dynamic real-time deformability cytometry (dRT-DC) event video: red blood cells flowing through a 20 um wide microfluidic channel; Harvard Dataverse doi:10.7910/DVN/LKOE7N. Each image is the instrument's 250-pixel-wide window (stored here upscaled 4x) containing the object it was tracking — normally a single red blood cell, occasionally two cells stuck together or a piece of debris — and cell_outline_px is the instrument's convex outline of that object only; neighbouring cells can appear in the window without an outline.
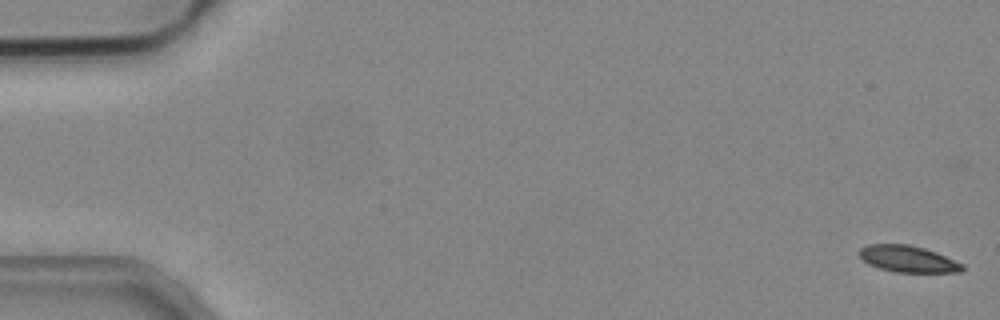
{"species": "common noctule bat (a hibernating species)", "species_latin": "Nyctalus noctula", "temperature_condition": "cold", "stored_images_in_passage": 53, "camera_frame_rate_fps": 3000, "um_per_image_px": 0.085, "animal": {"sex": "male", "body_mass_g": 19.2, "forearm_length_mm": 51.8}, "frame": {"image": 1, "passage_image": 1, "time_ms": 0.0, "image_size_px": [1000, 320], "cell_outline_px": [[964, 268], [960, 272], [896, 272], [880, 268], [868, 264], [856, 252], [860, 248], [868, 244], [908, 244], [924, 248], [936, 252], [964, 264]], "centroid_in_image_um": [77.16, 22.0], "position_along_channel_um": 7.8, "area_um2": 15.95}}
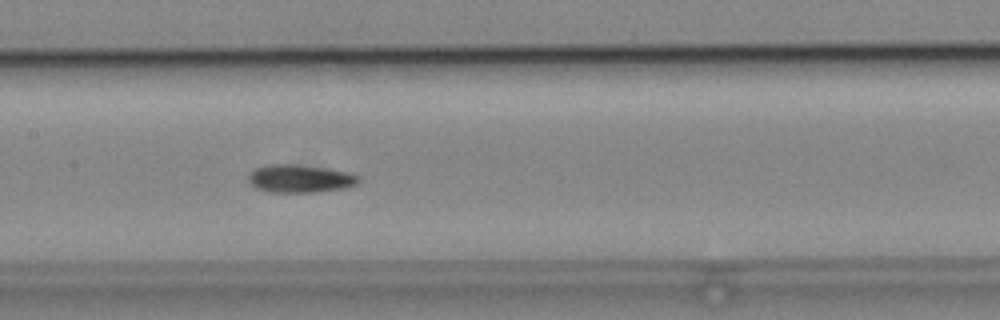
{"frame": {"image": 2, "passage_image": 26, "time_ms": 8.333, "image_size_px": [1000, 320], "cell_outline_px": [[360, 180], [356, 184], [348, 188], [312, 192], [272, 192], [256, 188], [248, 180], [248, 176], [256, 168], [268, 164], [292, 164], [348, 172], [360, 176]], "centroid_in_image_um": [25.52, 15.19], "position_along_channel_um": 181.9, "area_um2": 17.69}}
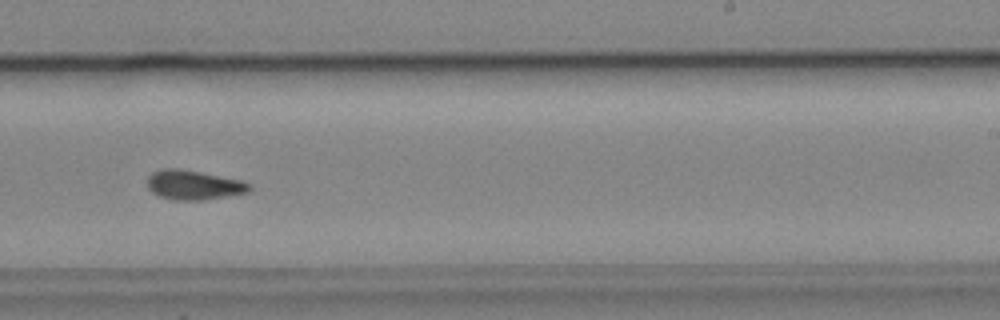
{"frame": {"image": 3, "passage_image": 33, "time_ms": 10.667, "image_size_px": [1000, 320], "cell_outline_px": [[252, 188], [248, 192], [228, 196], [200, 200], [172, 200], [160, 196], [152, 192], [148, 188], [148, 176], [152, 172], [160, 168], [180, 168], [240, 180], [248, 184]], "centroid_in_image_um": [16.42, 15.72], "position_along_channel_um": 272.6, "area_um2": 17.46}, "authors_computed_cell_mechanics": {"area_um2": 17.1088, "velocity_mm_per_s": 3.9066, "shape_relaxation_time_tau1_ms": null, "shape_relaxation_time_tau2_ms": 8.8577, "deformation_change_tau1": null, "deformation_change_tau2": 0.1419}}